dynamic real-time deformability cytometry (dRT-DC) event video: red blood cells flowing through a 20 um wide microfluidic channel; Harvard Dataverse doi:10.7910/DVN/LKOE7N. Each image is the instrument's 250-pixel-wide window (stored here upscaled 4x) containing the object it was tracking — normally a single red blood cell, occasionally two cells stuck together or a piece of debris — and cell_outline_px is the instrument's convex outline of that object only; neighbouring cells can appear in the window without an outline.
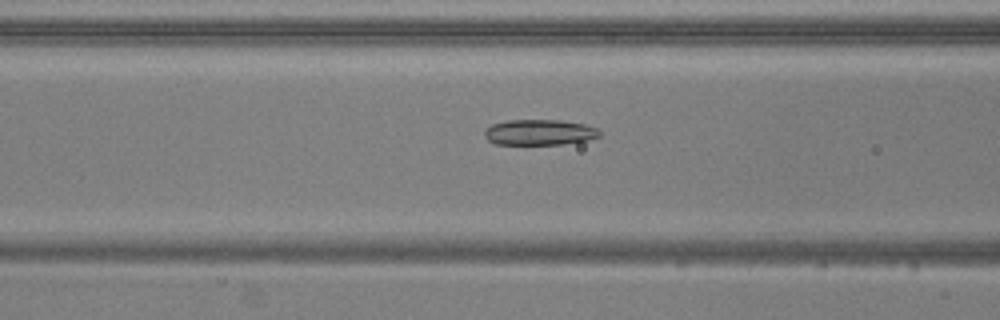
{"species": "common noctule bat (a hibernating species)", "species_latin": "Nyctalus noctula", "temperature_condition": "warm", "stored_images_in_passage": 44, "camera_frame_rate_fps": 3000, "um_per_image_px": 0.085, "animal": {"sex": "male", "body_mass_g": 20.5, "forearm_length_mm": 52.5}, "frame": {"image": 1, "passage_image": 11, "time_ms": 3.333, "image_size_px": [1000, 320], "cell_outline_px": [[592, 136], [580, 140], [552, 144], [500, 144], [492, 140], [488, 136], [488, 128], [496, 124], [520, 120], [540, 120], [576, 124], [588, 128]], "centroid_in_image_um": [45.64, 11.26], "position_along_channel_um": 121.0, "area_um2": 14.74}}
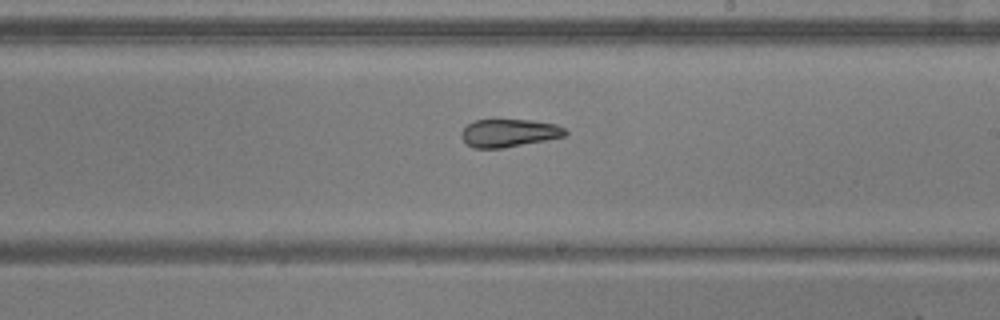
{"frame": {"image": 2, "passage_image": 21, "time_ms": 6.667, "image_size_px": [1000, 320], "cell_outline_px": [[564, 132], [560, 136], [496, 148], [480, 148], [468, 144], [464, 140], [464, 132], [472, 124], [480, 120], [520, 120], [548, 124], [560, 128]], "centroid_in_image_um": [43.17, 11.3], "position_along_channel_um": 245.8, "area_um2": 14.91}}
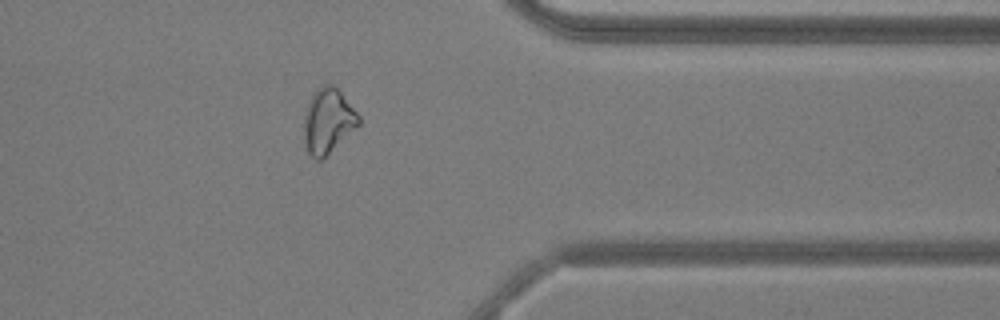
{"frame": {"image": 3, "passage_image": 33, "time_ms": 10.667, "image_size_px": [1000, 320], "cell_outline_px": [[360, 120], [324, 156], [308, 148], [308, 116], [316, 100], [324, 92], [336, 92], [340, 96]], "centroid_in_image_um": [27.98, 10.4], "position_along_channel_um": 383.4, "area_um2": 15.37}, "authors_computed_cell_mechanics": {"area_um2": 14.2766, "velocity_mm_per_s": 3.7345, "shape_relaxation_time_tau1_ms": null, "shape_relaxation_time_tau2_ms": 7.5092, "deformation_change_tau1": null, "deformation_change_tau2": 0.2338}}